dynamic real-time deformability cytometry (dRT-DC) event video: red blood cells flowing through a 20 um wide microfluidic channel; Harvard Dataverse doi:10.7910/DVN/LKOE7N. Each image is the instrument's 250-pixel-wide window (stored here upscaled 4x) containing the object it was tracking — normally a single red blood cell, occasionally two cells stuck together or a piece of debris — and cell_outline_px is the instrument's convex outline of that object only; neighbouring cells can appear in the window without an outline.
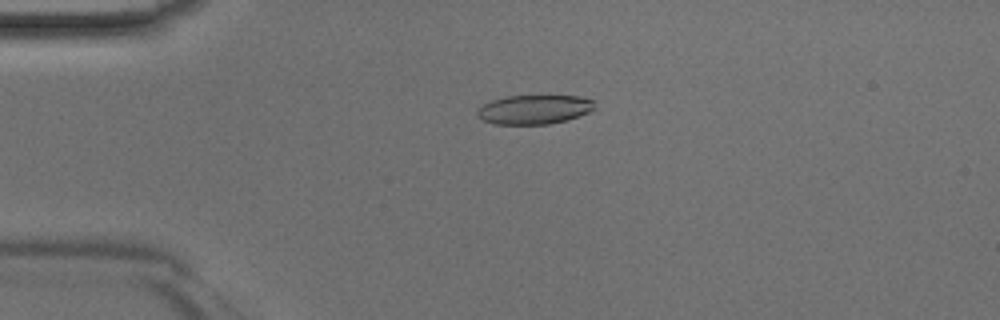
{"species": "Egyptian fruit bat (a non-hibernating species)", "species_latin": "Rousettus aegyptiacus", "temperature_condition": "room temperature", "stored_images_in_passage": 37, "camera_frame_rate_fps": 3000, "um_per_image_px": 0.085, "animal": {"sex": "male"}, "frame": {"image": 1, "passage_image": 2, "time_ms": 0.333, "image_size_px": [1000, 320], "cell_outline_px": [[596, 108], [588, 112], [564, 120], [548, 124], [496, 124], [484, 120], [476, 116], [476, 112], [484, 104], [492, 100], [504, 96], [580, 96], [596, 100]], "centroid_in_image_um": [45.43, 9.29], "position_along_channel_um": 39.6, "area_um2": 19.88}}
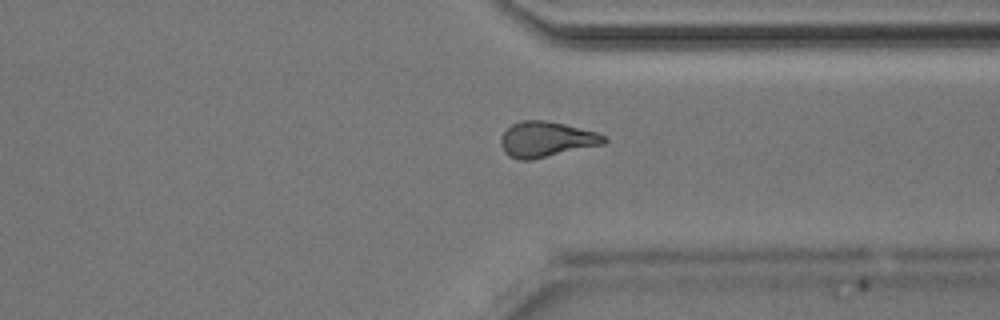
{"frame": {"image": 2, "passage_image": 26, "time_ms": 8.333, "image_size_px": [1000, 320], "cell_outline_px": [[608, 140], [604, 144], [532, 160], [520, 160], [508, 156], [504, 152], [500, 144], [500, 136], [512, 124], [520, 120], [544, 120], [564, 124], [596, 132], [604, 136]], "centroid_in_image_um": [46.4, 11.85], "position_along_channel_um": 365.0, "area_um2": 21.39}}
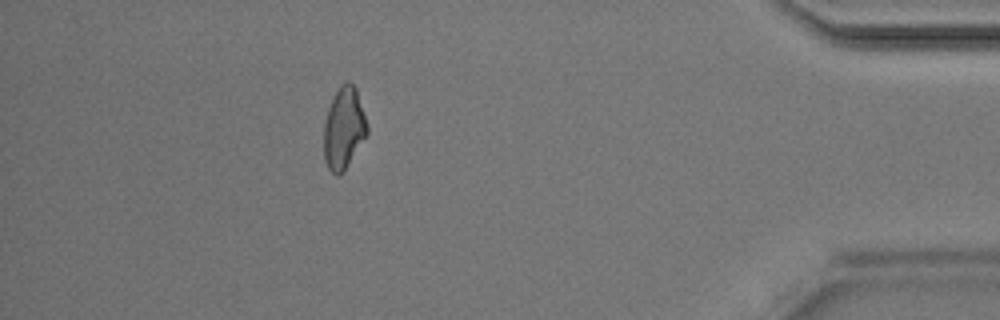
{"frame": {"image": 3, "passage_image": 32, "time_ms": 10.333, "image_size_px": [1000, 320], "cell_outline_px": [[368, 132], [344, 168], [336, 176], [328, 168], [324, 160], [324, 124], [328, 108], [340, 84], [348, 80], [356, 88], [368, 124]], "centroid_in_image_um": [29.21, 10.84], "position_along_channel_um": 406.0, "area_um2": 20.17}}